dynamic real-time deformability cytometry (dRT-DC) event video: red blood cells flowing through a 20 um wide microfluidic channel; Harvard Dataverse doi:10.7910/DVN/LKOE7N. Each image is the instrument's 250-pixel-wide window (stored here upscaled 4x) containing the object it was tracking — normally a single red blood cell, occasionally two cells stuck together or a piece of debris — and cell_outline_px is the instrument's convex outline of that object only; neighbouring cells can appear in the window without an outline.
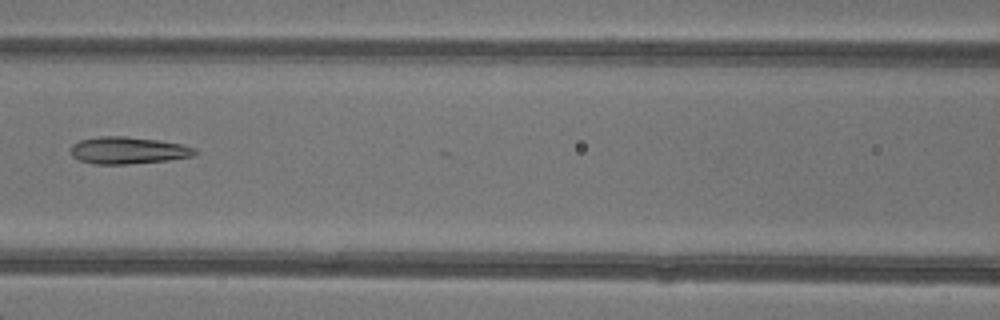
{"species": "common noctule bat (a hibernating species)", "species_latin": "Nyctalus noctula", "temperature_condition": "warm", "stored_images_in_passage": 5, "camera_frame_rate_fps": 3000, "um_per_image_px": 0.085, "animal": {"sex": "female"}, "frame": {"image": 1, "passage_image": 5, "time_ms": 4.667, "image_size_px": [1000, 320], "cell_outline_px": [[196, 152], [192, 156], [168, 160], [128, 164], [92, 164], [80, 160], [72, 156], [72, 144], [80, 140], [100, 136], [124, 136], [160, 140], [180, 144], [196, 148]], "centroid_in_image_um": [10.87, 12.78], "position_along_channel_um": 155.7, "area_um2": 19.48}}